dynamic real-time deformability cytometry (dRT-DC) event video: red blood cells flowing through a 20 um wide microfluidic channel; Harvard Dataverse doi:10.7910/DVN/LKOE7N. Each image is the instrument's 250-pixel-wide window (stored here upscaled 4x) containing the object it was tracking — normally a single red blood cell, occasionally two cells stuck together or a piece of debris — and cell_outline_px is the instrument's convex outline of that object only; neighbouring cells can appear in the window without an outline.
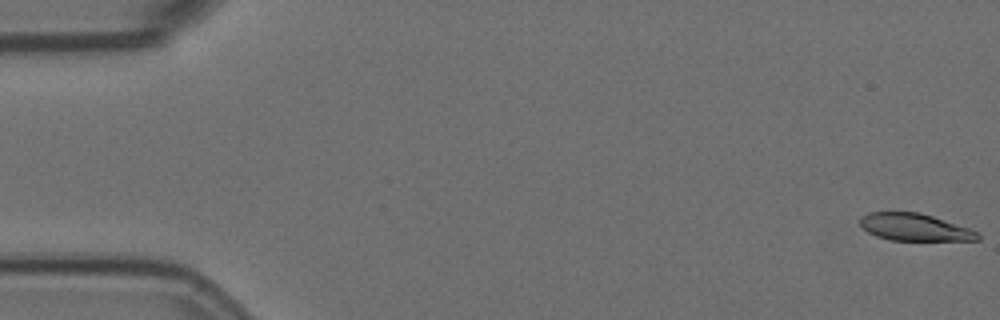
{"species": "Egyptian fruit bat (a non-hibernating species)", "species_latin": "Rousettus aegyptiacus", "temperature_condition": "room temperature", "stored_images_in_passage": 57, "camera_frame_rate_fps": 3000, "um_per_image_px": 0.085, "animal": {"sex": "female"}, "frame": {"image": 1, "passage_image": 1, "time_ms": 0.0, "image_size_px": [1000, 320], "cell_outline_px": [[980, 240], [892, 240], [876, 236], [868, 232], [860, 224], [860, 220], [868, 212], [920, 212], [980, 232]], "centroid_in_image_um": [77.76, 19.31], "position_along_channel_um": 7.2, "area_um2": 18.44}}
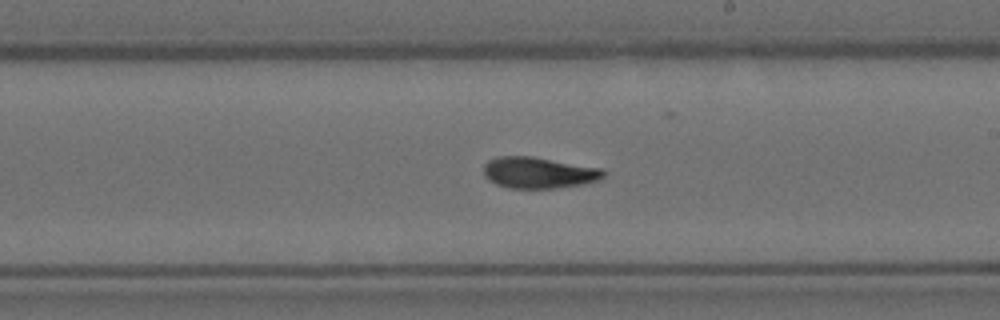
{"frame": {"image": 2, "passage_image": 33, "time_ms": 10.667, "image_size_px": [1000, 320], "cell_outline_px": [[604, 176], [600, 180], [584, 184], [556, 188], [508, 188], [496, 184], [488, 180], [484, 176], [484, 164], [488, 160], [496, 156], [532, 156], [604, 168]], "centroid_in_image_um": [45.79, 14.67], "position_along_channel_um": 243.2, "area_um2": 22.14}}
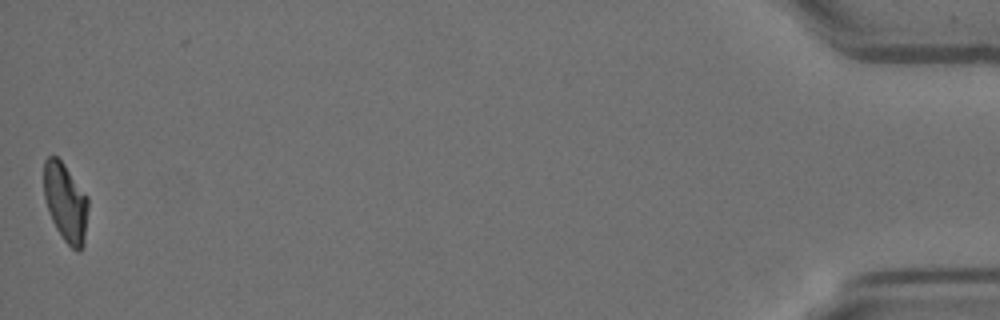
{"frame": {"image": 3, "passage_image": 57, "time_ms": 18.667, "image_size_px": [1000, 320], "cell_outline_px": [[88, 208], [84, 244], [80, 252], [76, 252], [64, 240], [56, 228], [52, 220], [44, 196], [44, 160], [48, 156], [56, 156], [64, 164], [88, 196]], "centroid_in_image_um": [5.59, 17.22], "position_along_channel_um": 429.6, "area_um2": 20.29}, "authors_computed_cell_mechanics": {"area_um2": 21.1548, "velocity_mm_per_s": 3.5486, "shape_relaxation_time_tau1_ms": 6.5166, "shape_relaxation_time_tau2_ms": 2.8284, "deformation_change_tau1": 0.2124, "deformation_change_tau2": 0.0921}}